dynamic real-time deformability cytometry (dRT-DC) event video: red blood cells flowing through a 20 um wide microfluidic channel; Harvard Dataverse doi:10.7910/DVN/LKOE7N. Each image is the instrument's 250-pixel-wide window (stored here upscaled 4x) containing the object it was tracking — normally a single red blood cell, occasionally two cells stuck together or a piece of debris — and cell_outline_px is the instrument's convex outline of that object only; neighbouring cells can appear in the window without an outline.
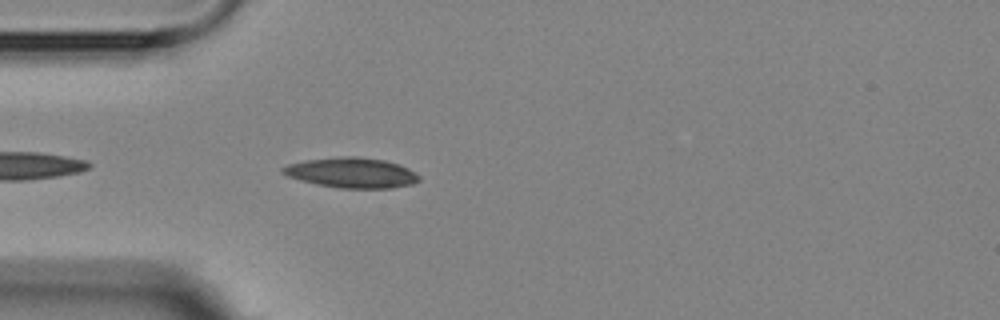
{"species": "Egyptian fruit bat (a non-hibernating species)", "species_latin": "Rousettus aegyptiacus", "temperature_condition": "room temperature", "stored_images_in_passage": 2, "camera_frame_rate_fps": 3000, "um_per_image_px": 0.085, "animal": {"sex": "female"}, "frame": {"image": 1, "passage_image": 2, "time_ms": 1.333, "image_size_px": [1000, 320], "cell_outline_px": [[420, 180], [412, 184], [392, 188], [340, 188], [316, 184], [300, 180], [288, 176], [280, 172], [280, 168], [288, 164], [304, 160], [340, 156], [356, 156], [384, 160], [408, 168], [416, 172], [420, 176]], "centroid_in_image_um": [29.87, 14.68], "position_along_channel_um": 55.1, "area_um2": 24.1}}